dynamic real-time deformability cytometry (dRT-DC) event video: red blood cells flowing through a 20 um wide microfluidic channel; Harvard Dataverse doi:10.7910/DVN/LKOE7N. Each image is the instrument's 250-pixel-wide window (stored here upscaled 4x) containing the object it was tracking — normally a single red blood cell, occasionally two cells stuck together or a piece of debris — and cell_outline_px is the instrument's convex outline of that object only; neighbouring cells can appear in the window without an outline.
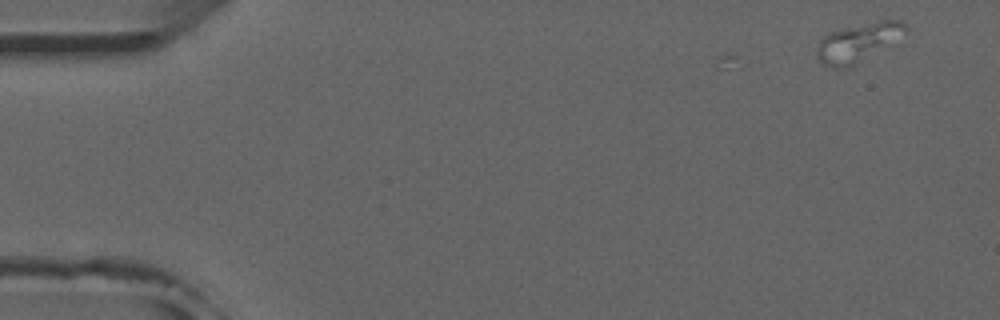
{"species": "common noctule bat (a hibernating species)", "species_latin": "Nyctalus noctula", "temperature_condition": "room temperature", "stored_images_in_passage": 14, "camera_frame_rate_fps": 3000, "um_per_image_px": 0.085, "animal": {"sex": "male", "forearm_length_mm": 52.5}, "frame": {"image": 1, "passage_image": 1, "time_ms": 0.0, "image_size_px": [1000, 320], "cell_outline_px": [[908, 32], [852, 64], [844, 68], [836, 68], [824, 64], [816, 56], [816, 52], [820, 40], [824, 36], [832, 32], [880, 20], [900, 20], [908, 24]], "centroid_in_image_um": [72.94, 3.57], "position_along_channel_um": 12.1, "area_um2": 18.79}}